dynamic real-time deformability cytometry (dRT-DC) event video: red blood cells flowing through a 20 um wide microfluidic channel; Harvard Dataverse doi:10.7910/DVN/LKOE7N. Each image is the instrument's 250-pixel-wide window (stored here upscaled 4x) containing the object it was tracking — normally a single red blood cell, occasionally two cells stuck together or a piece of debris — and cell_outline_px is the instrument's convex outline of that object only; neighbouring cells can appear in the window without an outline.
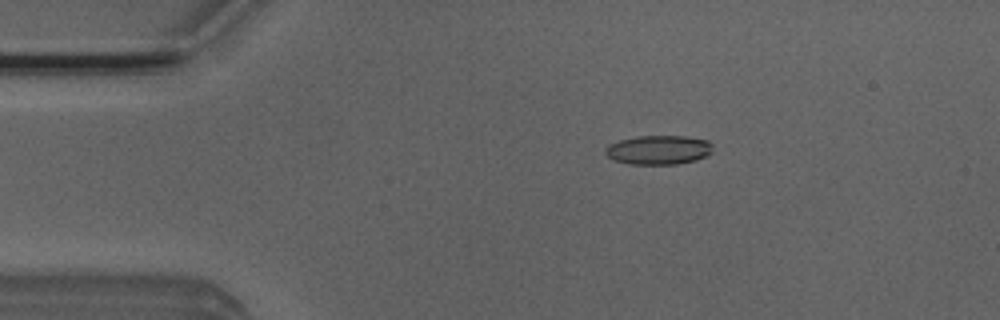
{"species": "Egyptian fruit bat (a non-hibernating species)", "species_latin": "Rousettus aegyptiacus", "temperature_condition": "room temperature", "stored_images_in_passage": 3, "camera_frame_rate_fps": 3000, "um_per_image_px": 0.085, "animal": {"sex": "male"}, "frame": {"image": 1, "passage_image": 1, "time_ms": 0.0, "image_size_px": [1000, 320], "cell_outline_px": [[712, 152], [696, 160], [676, 164], [628, 164], [612, 160], [604, 152], [604, 148], [608, 144], [620, 140], [636, 136], [684, 136], [708, 140], [712, 144]], "centroid_in_image_um": [55.94, 12.74], "position_along_channel_um": 29.1, "area_um2": 18.38}}